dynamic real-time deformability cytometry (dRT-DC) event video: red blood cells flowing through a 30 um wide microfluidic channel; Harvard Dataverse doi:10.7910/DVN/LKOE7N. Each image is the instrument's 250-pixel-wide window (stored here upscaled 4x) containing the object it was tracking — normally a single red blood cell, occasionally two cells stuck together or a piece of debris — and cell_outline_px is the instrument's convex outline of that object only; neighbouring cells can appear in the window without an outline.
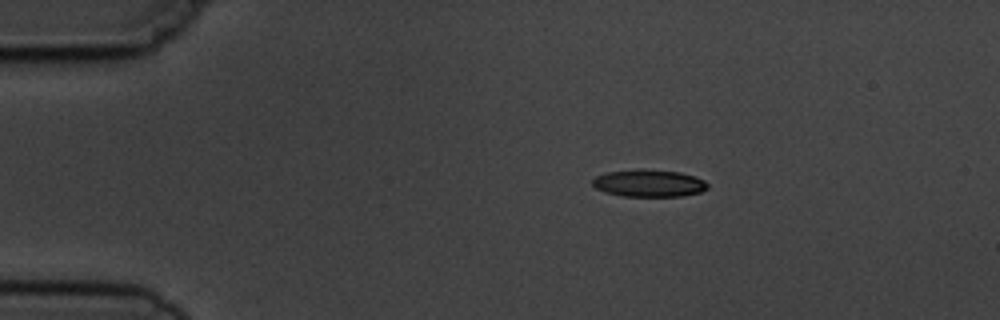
{"species": "common noctule bat (a hibernating species)", "species_latin": "Nyctalus noctula", "temperature_condition": "cold", "stored_images_in_passage": 5, "camera_frame_rate_fps": 3000, "um_per_image_px": 0.085, "animal": {"sex": "male", "body_mass_g": 19.5, "forearm_length_mm": 54.6}, "frame": {"image": 1, "passage_image": 2, "time_ms": 1.333, "image_size_px": [1000, 320], "cell_outline_px": [[708, 188], [700, 192], [680, 196], [624, 196], [604, 192], [596, 188], [592, 184], [592, 180], [596, 176], [604, 172], [640, 168], [680, 172], [696, 176], [704, 180], [708, 184]], "centroid_in_image_um": [55.14, 15.55], "position_along_channel_um": 29.9, "area_um2": 18.5}}
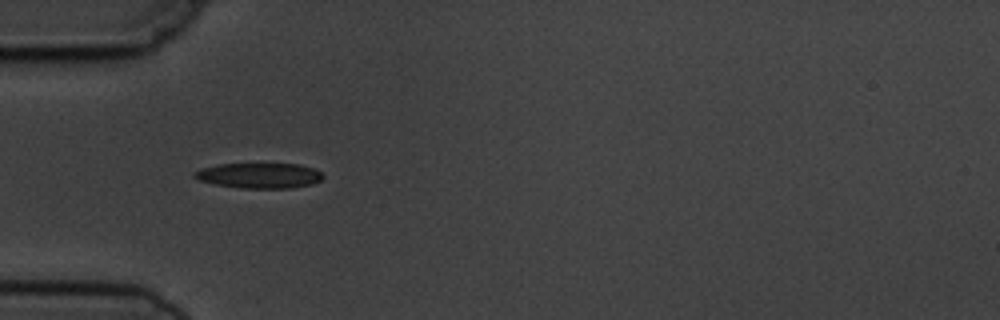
{"frame": {"image": 2, "passage_image": 4, "time_ms": 3.667, "image_size_px": [1000, 320], "cell_outline_px": [[324, 176], [320, 180], [312, 184], [292, 188], [240, 188], [216, 184], [200, 180], [192, 176], [192, 172], [200, 168], [220, 164], [300, 164], [312, 168], [320, 172]], "centroid_in_image_um": [22.02, 14.92], "position_along_channel_um": 63.0, "area_um2": 18.9}}
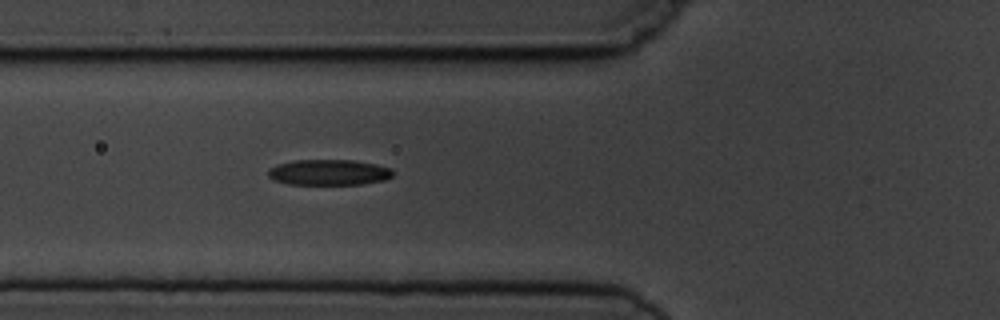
{"frame": {"image": 3, "passage_image": 5, "time_ms": 4.667, "image_size_px": [1000, 320], "cell_outline_px": [[392, 176], [384, 180], [360, 184], [288, 184], [272, 180], [268, 176], [268, 168], [276, 164], [296, 160], [352, 160], [376, 164], [392, 168]], "centroid_in_image_um": [27.91, 14.64], "position_along_channel_um": 97.9, "area_um2": 18.73}}